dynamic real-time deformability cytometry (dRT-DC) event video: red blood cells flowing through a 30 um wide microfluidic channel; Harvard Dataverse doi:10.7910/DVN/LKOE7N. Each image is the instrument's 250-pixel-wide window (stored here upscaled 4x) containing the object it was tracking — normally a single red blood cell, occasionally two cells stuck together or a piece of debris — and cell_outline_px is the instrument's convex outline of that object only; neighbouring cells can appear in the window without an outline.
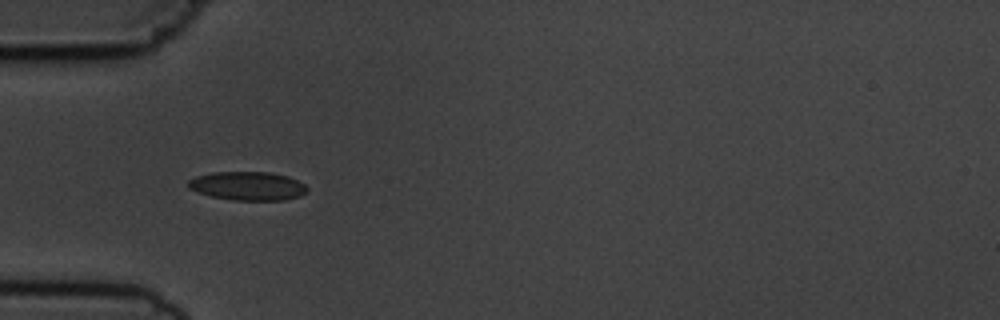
{"species": "common noctule bat (a hibernating species)", "species_latin": "Nyctalus noctula", "temperature_condition": "cold", "stored_images_in_passage": 5, "camera_frame_rate_fps": 3000, "um_per_image_px": 0.085, "animal": {"sex": "male", "body_mass_g": 19.5, "forearm_length_mm": 54.6}, "frame": {"image": 1, "passage_image": 4, "time_ms": 3.667, "image_size_px": [1000, 320], "cell_outline_px": [[308, 192], [300, 196], [284, 200], [232, 200], [212, 196], [196, 192], [188, 188], [188, 180], [196, 176], [212, 172], [268, 172], [288, 176], [304, 184], [308, 188]], "centroid_in_image_um": [21.05, 15.81], "position_along_channel_um": 63.9, "area_um2": 19.94}}
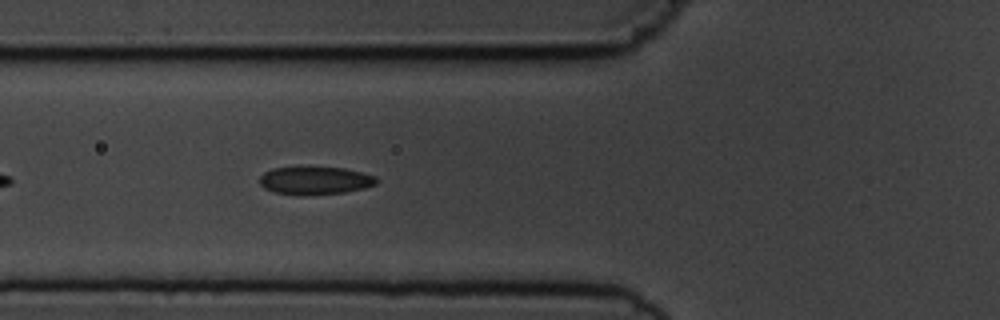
{"frame": {"image": 2, "passage_image": 5, "time_ms": 4.667, "image_size_px": [1000, 320], "cell_outline_px": [[376, 184], [364, 188], [344, 192], [304, 196], [300, 196], [272, 192], [264, 188], [260, 184], [260, 176], [264, 172], [272, 168], [344, 168], [376, 176]], "centroid_in_image_um": [26.74, 15.37], "position_along_channel_um": 99.1, "area_um2": 18.9}}